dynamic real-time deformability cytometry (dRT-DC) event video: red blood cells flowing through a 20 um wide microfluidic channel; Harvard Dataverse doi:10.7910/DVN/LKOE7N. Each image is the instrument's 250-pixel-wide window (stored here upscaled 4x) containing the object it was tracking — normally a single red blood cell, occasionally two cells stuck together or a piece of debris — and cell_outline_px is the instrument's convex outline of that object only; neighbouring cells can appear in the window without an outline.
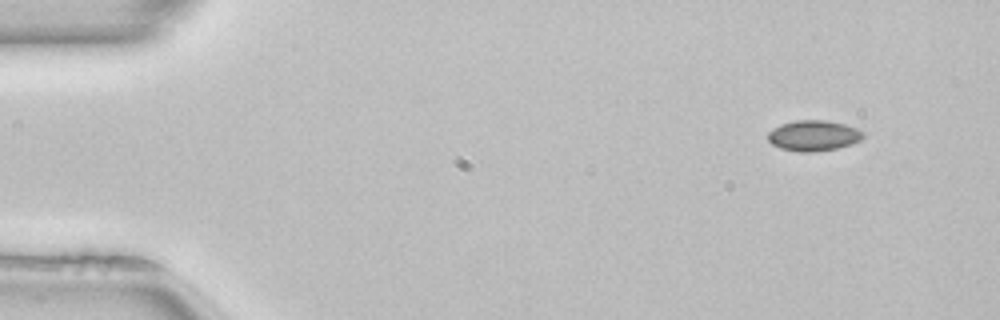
{"species": "common noctule bat (a hibernating species)", "species_latin": "Nyctalus noctula", "temperature_condition": "room temperature", "stored_images_in_passage": 48, "camera_frame_rate_fps": 3000, "um_per_image_px": 0.085, "animal": {"sex": "female", "body_mass_g": 22.7, "forearm_length_mm": 54.2}, "frame": {"image": 1, "passage_image": 2, "time_ms": 0.333, "image_size_px": [1000, 320], "cell_outline_px": [[864, 136], [860, 140], [852, 144], [836, 148], [816, 152], [800, 152], [780, 148], [772, 144], [768, 140], [768, 132], [772, 128], [780, 124], [796, 120], [828, 120], [844, 124], [856, 128], [864, 132]], "centroid_in_image_um": [69.14, 11.52], "position_along_channel_um": 15.9, "area_um2": 17.11}}
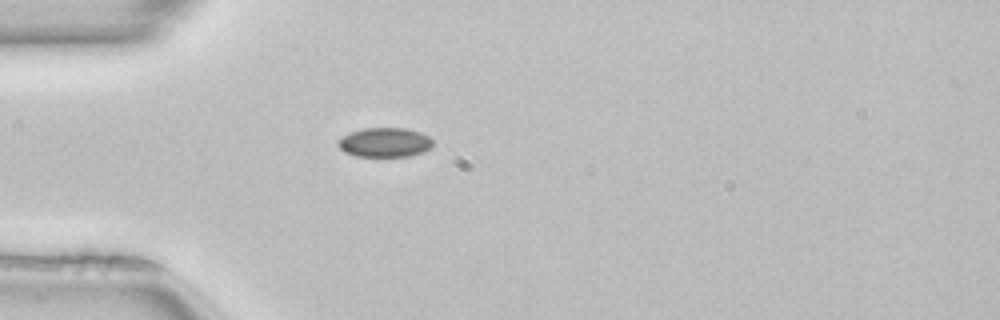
{"frame": {"image": 2, "passage_image": 12, "time_ms": 3.667, "image_size_px": [1000, 320], "cell_outline_px": [[432, 144], [428, 148], [420, 152], [408, 156], [356, 156], [344, 152], [336, 144], [340, 136], [364, 128], [404, 128], [420, 132], [428, 136], [432, 140]], "centroid_in_image_um": [32.64, 12.09], "position_along_channel_um": 52.4, "area_um2": 16.07}}
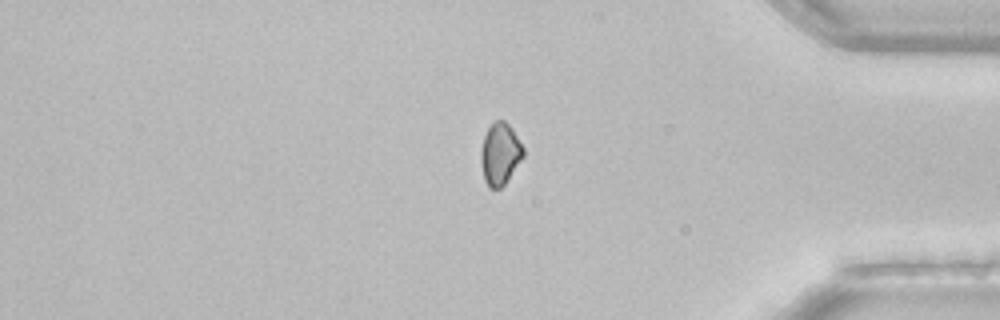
{"frame": {"image": 3, "passage_image": 40, "time_ms": 13.0, "image_size_px": [1000, 320], "cell_outline_px": [[524, 156], [504, 184], [500, 188], [488, 188], [484, 180], [480, 160], [480, 152], [484, 136], [488, 128], [496, 120], [504, 120], [512, 128], [524, 148]], "centroid_in_image_um": [42.49, 13.08], "position_along_channel_um": 392.7, "area_um2": 15.26}}